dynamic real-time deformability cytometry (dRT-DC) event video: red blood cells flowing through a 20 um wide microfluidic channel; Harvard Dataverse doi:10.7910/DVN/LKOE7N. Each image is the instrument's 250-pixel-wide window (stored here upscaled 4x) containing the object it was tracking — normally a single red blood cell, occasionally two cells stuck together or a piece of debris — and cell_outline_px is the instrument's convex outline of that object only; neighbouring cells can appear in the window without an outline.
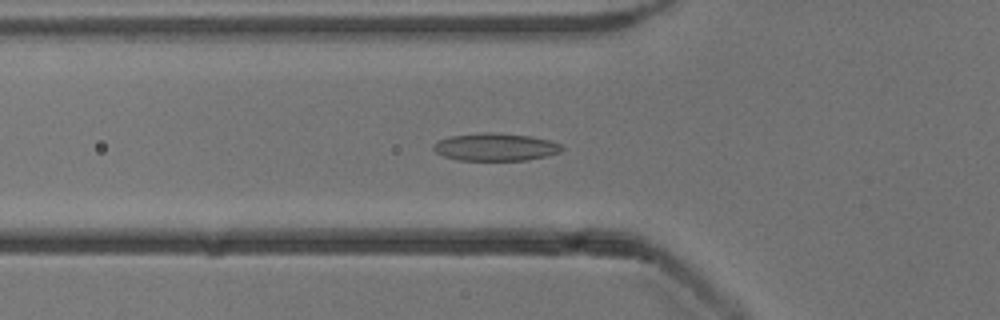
{"species": "common noctule bat (a hibernating species)", "species_latin": "Nyctalus noctula", "temperature_condition": "cold", "stored_images_in_passage": 53, "camera_frame_rate_fps": 3000, "um_per_image_px": 0.085, "animal": {"sex": "male", "body_mass_g": 13.3}, "frame": {"image": 1, "passage_image": 19, "time_ms": 6.0, "image_size_px": [1000, 320], "cell_outline_px": [[564, 148], [560, 152], [548, 156], [528, 160], [460, 160], [444, 156], [436, 152], [432, 148], [432, 144], [448, 136], [484, 132], [492, 132], [528, 136], [548, 140], [560, 144]], "centroid_in_image_um": [42.1, 12.5], "position_along_channel_um": 83.7, "area_um2": 20.63}}
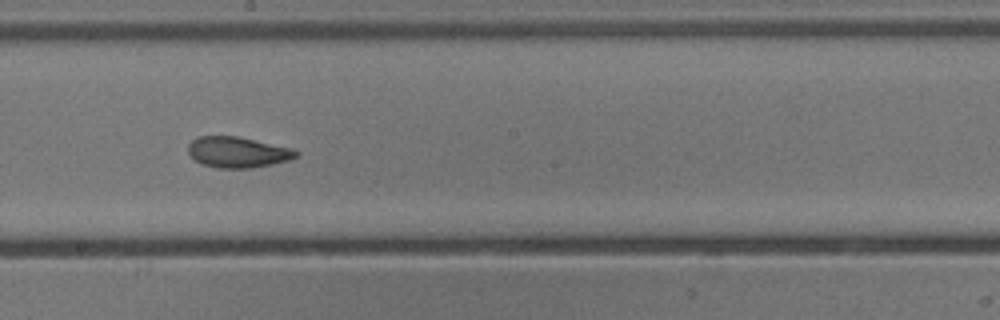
{"frame": {"image": 2, "passage_image": 30, "time_ms": 9.667, "image_size_px": [1000, 320], "cell_outline_px": [[300, 152], [296, 156], [288, 160], [272, 164], [252, 168], [216, 168], [200, 164], [188, 152], [188, 144], [196, 136], [236, 136], [292, 148]], "centroid_in_image_um": [20.17, 12.94], "position_along_channel_um": 228.0, "area_um2": 19.36}}
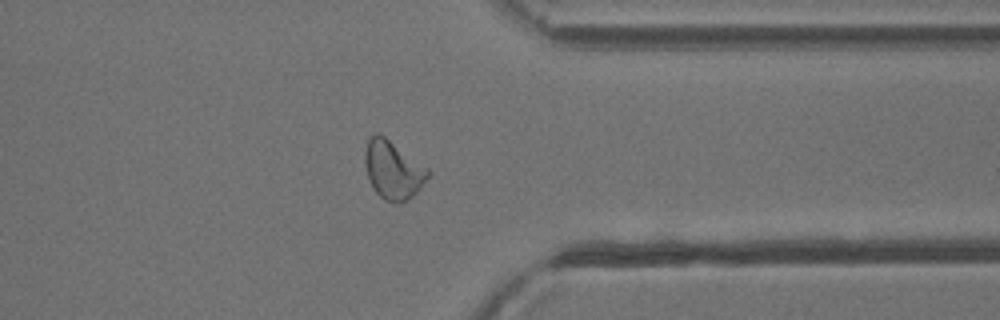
{"frame": {"image": 3, "passage_image": 42, "time_ms": 13.667, "image_size_px": [1000, 320], "cell_outline_px": [[432, 172], [420, 188], [408, 200], [400, 204], [384, 200], [372, 188], [368, 180], [364, 164], [364, 152], [368, 140], [376, 132], [384, 136], [428, 168]], "centroid_in_image_um": [33.39, 14.46], "position_along_channel_um": 378.0, "area_um2": 21.5}, "authors_computed_cell_mechanics": {"area_um2": 20.4612, "velocity_mm_per_s": 3.9065, "shape_relaxation_time_tau1_ms": 4.2581, "shape_relaxation_time_tau2_ms": 2.1815, "deformation_change_tau1": 0.1271, "deformation_change_tau2": 0.0769}}